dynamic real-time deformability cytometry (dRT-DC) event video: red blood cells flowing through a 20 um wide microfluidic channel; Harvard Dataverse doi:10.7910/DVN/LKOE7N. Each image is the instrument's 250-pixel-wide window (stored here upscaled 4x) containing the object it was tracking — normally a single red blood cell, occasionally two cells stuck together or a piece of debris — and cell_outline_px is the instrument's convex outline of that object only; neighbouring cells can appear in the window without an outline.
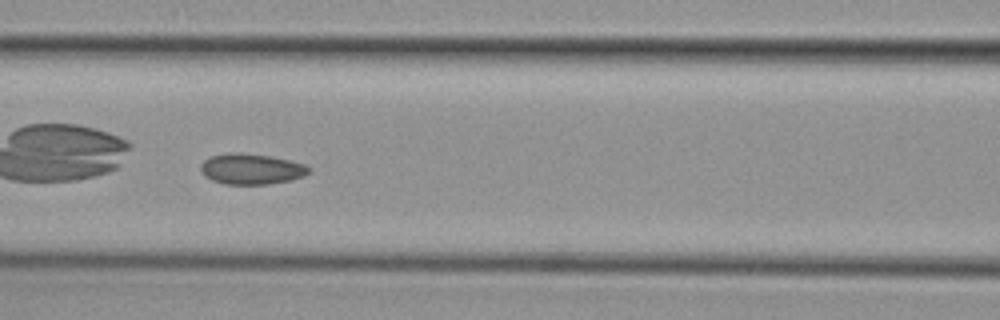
{"species": "common noctule bat (a hibernating species)", "species_latin": "Nyctalus noctula", "temperature_condition": "cold", "stored_images_in_passage": 56, "camera_frame_rate_fps": 3000, "um_per_image_px": 0.085, "animal": {"sex": "female", "body_mass_g": 29.2, "forearm_length_mm": 56.3}, "frame": {"image": 1, "passage_image": 25, "time_ms": 8.0, "image_size_px": [1000, 320], "cell_outline_px": [[312, 168], [304, 176], [292, 180], [268, 184], [224, 184], [212, 180], [204, 176], [200, 172], [200, 164], [208, 156], [228, 152], [240, 152], [272, 156], [304, 164]], "centroid_in_image_um": [21.32, 14.35], "position_along_channel_um": 145.3, "area_um2": 19.65}}
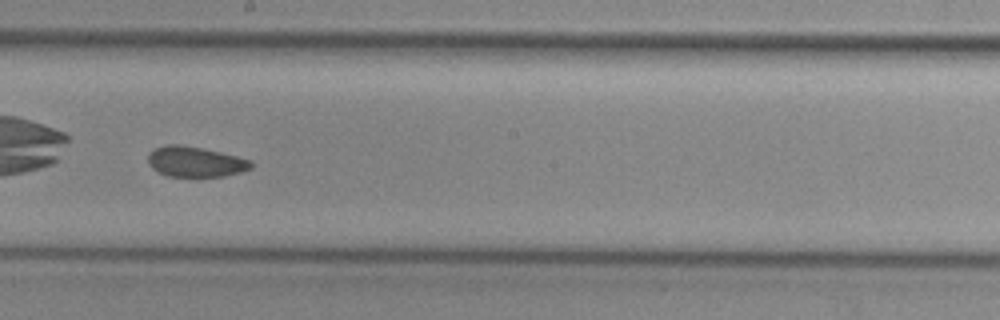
{"frame": {"image": 2, "passage_image": 32, "time_ms": 10.333, "image_size_px": [1000, 320], "cell_outline_px": [[252, 168], [240, 172], [224, 176], [168, 176], [152, 168], [148, 164], [148, 152], [152, 148], [168, 144], [180, 144], [204, 148], [252, 160]], "centroid_in_image_um": [16.57, 13.73], "position_along_channel_um": 231.6, "area_um2": 18.32}, "authors_computed_cell_mechanics": {"area_um2": 19.0162, "velocity_mm_per_s": 3.7095, "shape_relaxation_time_tau1_ms": null, "shape_relaxation_time_tau2_ms": 3.5068, "deformation_change_tau1": null, "deformation_change_tau2": 0.0678}}